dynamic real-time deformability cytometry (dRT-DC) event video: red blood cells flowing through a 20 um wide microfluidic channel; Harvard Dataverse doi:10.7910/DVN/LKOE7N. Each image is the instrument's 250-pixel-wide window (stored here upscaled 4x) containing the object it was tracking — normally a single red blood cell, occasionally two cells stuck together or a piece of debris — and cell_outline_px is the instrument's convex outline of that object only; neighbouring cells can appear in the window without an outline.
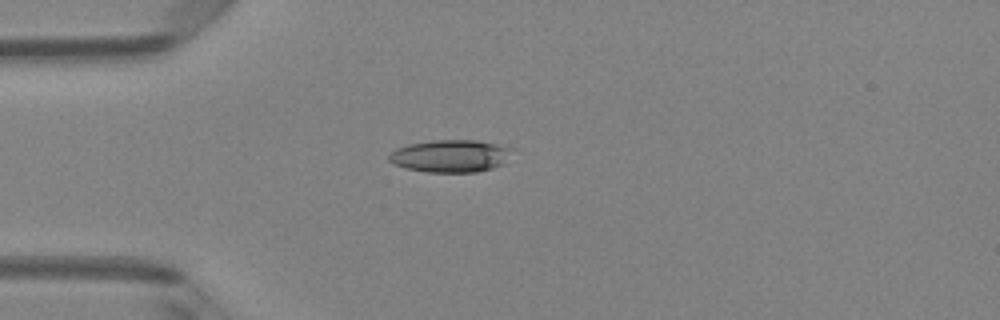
{"species": "Egyptian fruit bat (a non-hibernating species)", "species_latin": "Rousettus aegyptiacus", "temperature_condition": "room temperature", "stored_images_in_passage": 3, "camera_frame_rate_fps": 3000, "um_per_image_px": 0.085, "animal": {"sex": "female"}, "frame": {"image": 1, "passage_image": 3, "time_ms": 0.667, "image_size_px": [1000, 320], "cell_outline_px": [[516, 148], [500, 164], [492, 168], [476, 172], [428, 172], [404, 168], [388, 160], [388, 156], [396, 148], [408, 144], [432, 140], [476, 140]], "centroid_in_image_um": [38.27, 13.25], "position_along_channel_um": 46.7, "area_um2": 23.18}}